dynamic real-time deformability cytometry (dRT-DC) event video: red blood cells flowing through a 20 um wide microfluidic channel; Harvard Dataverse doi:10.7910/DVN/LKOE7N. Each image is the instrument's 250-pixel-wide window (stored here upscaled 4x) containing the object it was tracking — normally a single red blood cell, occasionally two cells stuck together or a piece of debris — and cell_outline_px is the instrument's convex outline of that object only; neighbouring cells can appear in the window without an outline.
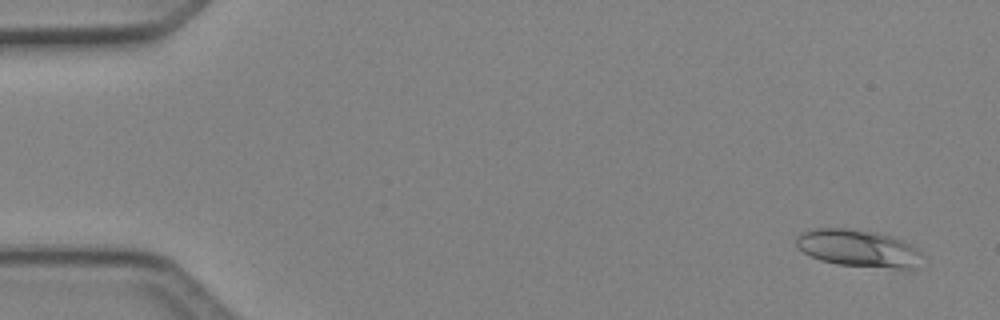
{"species": "Egyptian fruit bat (a non-hibernating species)", "species_latin": "Rousettus aegyptiacus", "temperature_condition": "cold", "stored_images_in_passage": 5, "segment_of_instrument_passage": [1, 2], "camera_frame_rate_fps": 3000, "um_per_image_px": 0.085, "animal": {"sex": "female"}, "frame": {"image": 1, "passage_image": 1, "time_ms": 0.0, "image_size_px": [1000, 320], "cell_outline_px": [[924, 256], [916, 268], [896, 268], [836, 264], [820, 260], [804, 252], [796, 244], [796, 236], [800, 232], [812, 228], [844, 228], [876, 232], [892, 236], [916, 248]], "centroid_in_image_um": [72.94, 21.09], "position_along_channel_um": 12.1, "area_um2": 27.22}}